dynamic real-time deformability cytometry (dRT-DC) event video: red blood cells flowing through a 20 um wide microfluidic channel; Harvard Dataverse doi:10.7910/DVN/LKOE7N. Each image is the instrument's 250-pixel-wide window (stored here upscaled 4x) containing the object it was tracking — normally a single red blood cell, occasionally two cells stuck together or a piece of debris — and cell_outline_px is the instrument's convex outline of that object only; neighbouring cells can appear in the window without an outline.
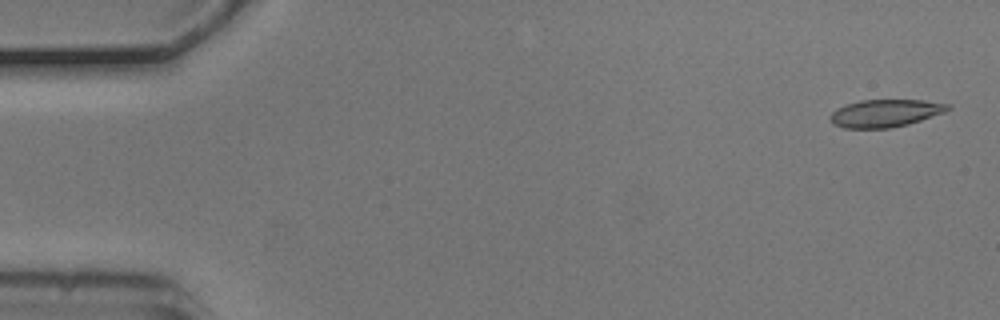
{"species": "common noctule bat (a hibernating species)", "species_latin": "Nyctalus noctula", "temperature_condition": "cold", "stored_images_in_passage": 5, "camera_frame_rate_fps": 3000, "um_per_image_px": 0.085, "animal": {"sex": "male", "body_mass_g": 20.5, "forearm_length_mm": 52.5}, "frame": {"image": 1, "passage_image": 1, "time_ms": 0.0, "image_size_px": [1000, 320], "cell_outline_px": [[952, 108], [944, 112], [908, 124], [888, 128], [844, 128], [832, 124], [828, 116], [836, 108], [860, 100], [924, 100], [952, 104]], "centroid_in_image_um": [75.24, 9.62], "position_along_channel_um": 9.8, "area_um2": 18.96}}
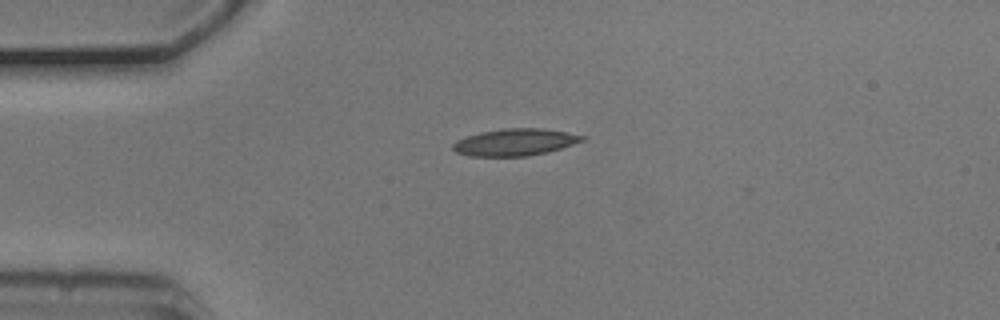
{"frame": {"image": 2, "passage_image": 4, "time_ms": 1.0, "image_size_px": [1000, 320], "cell_outline_px": [[588, 136], [584, 140], [548, 152], [528, 156], [468, 156], [456, 152], [452, 148], [452, 144], [456, 140], [468, 136], [484, 132], [504, 128], [540, 128]], "centroid_in_image_um": [43.77, 12.09], "position_along_channel_um": 41.2, "area_um2": 20.11}}